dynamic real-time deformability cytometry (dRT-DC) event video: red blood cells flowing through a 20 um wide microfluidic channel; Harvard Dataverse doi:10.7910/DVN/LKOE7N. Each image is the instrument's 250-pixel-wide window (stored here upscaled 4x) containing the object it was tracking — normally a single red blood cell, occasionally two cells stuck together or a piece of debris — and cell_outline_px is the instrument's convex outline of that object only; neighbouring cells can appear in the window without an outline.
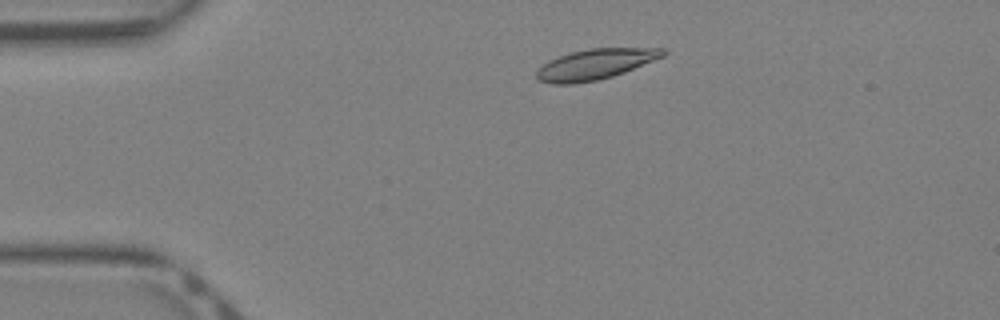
{"species": "Egyptian fruit bat (a non-hibernating species)", "species_latin": "Rousettus aegyptiacus", "temperature_condition": "warm", "stored_images_in_passage": 37, "camera_frame_rate_fps": 3000, "um_per_image_px": 0.085, "animal": {"sex": "female"}, "frame": {"image": 1, "passage_image": 5, "time_ms": 1.333, "image_size_px": [1000, 320], "cell_outline_px": [[668, 52], [664, 56], [624, 72], [612, 76], [596, 80], [572, 84], [552, 84], [540, 80], [536, 76], [536, 72], [548, 60], [572, 52], [588, 48], [664, 48]], "centroid_in_image_um": [50.61, 5.45], "position_along_channel_um": 34.4, "area_um2": 22.2}}
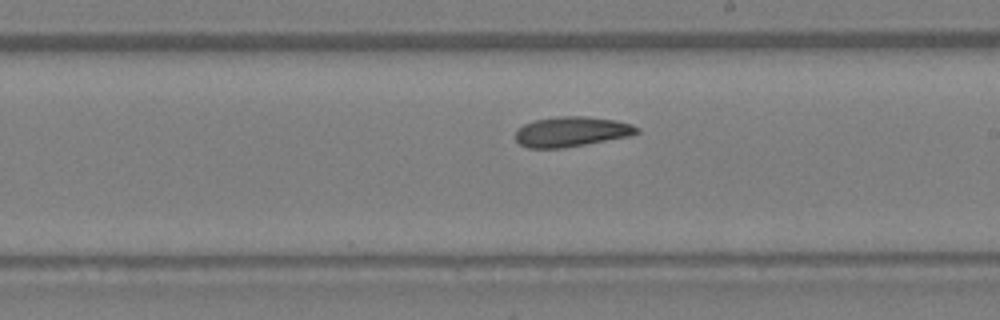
{"frame": {"image": 2, "passage_image": 20, "time_ms": 6.333, "image_size_px": [1000, 320], "cell_outline_px": [[640, 132], [628, 136], [564, 148], [528, 148], [520, 144], [516, 140], [516, 132], [524, 124], [536, 120], [560, 116], [584, 116], [616, 120], [632, 124], [640, 128]], "centroid_in_image_um": [48.6, 11.19], "position_along_channel_um": 240.4, "area_um2": 21.1}}
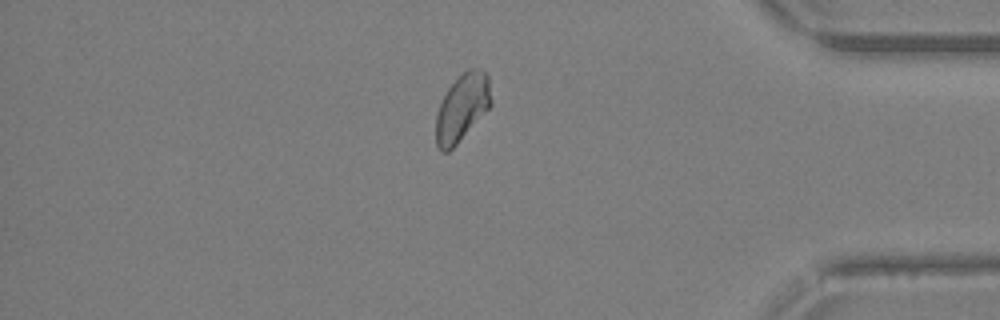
{"frame": {"image": 3, "passage_image": 31, "time_ms": 10.0, "image_size_px": [1000, 320], "cell_outline_px": [[492, 104], [456, 144], [448, 152], [440, 152], [436, 144], [436, 116], [440, 104], [448, 88], [468, 68], [480, 68], [488, 76], [492, 100]], "centroid_in_image_um": [39.28, 9.14], "position_along_channel_um": 395.9, "area_um2": 21.27}}